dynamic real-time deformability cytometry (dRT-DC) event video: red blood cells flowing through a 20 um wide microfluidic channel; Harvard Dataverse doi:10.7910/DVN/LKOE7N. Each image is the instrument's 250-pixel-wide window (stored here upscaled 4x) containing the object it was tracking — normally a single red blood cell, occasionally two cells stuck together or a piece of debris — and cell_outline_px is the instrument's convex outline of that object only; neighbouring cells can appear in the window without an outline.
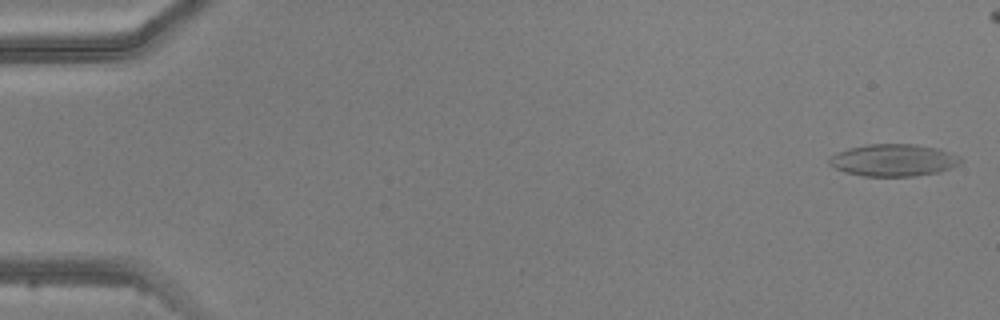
{"species": "common noctule bat (a hibernating species)", "species_latin": "Nyctalus noctula", "temperature_condition": "warm", "stored_images_in_passage": 6, "camera_frame_rate_fps": 3000, "um_per_image_px": 0.085, "animal": {"sex": "male", "body_mass_g": 20.5, "forearm_length_mm": 52.5}, "frame": {"image": 1, "passage_image": 1, "time_ms": 0.0, "image_size_px": [1000, 320], "cell_outline_px": [[964, 160], [960, 164], [952, 168], [936, 172], [916, 176], [864, 176], [844, 172], [828, 164], [828, 160], [836, 152], [868, 144], [916, 144], [936, 148], [960, 156]], "centroid_in_image_um": [75.97, 13.62], "position_along_channel_um": 9.0, "area_um2": 24.57}}
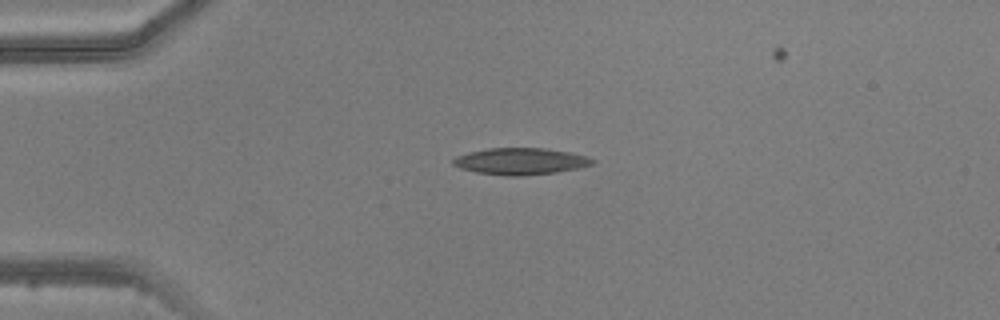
{"frame": {"image": 2, "passage_image": 4, "time_ms": 3.667, "image_size_px": [1000, 320], "cell_outline_px": [[596, 160], [592, 164], [576, 168], [556, 172], [520, 176], [508, 176], [476, 172], [460, 168], [452, 164], [452, 160], [456, 156], [468, 152], [488, 148], [544, 148], [568, 152], [584, 156]], "centroid_in_image_um": [44.19, 13.71], "position_along_channel_um": 40.8, "area_um2": 21.44}}
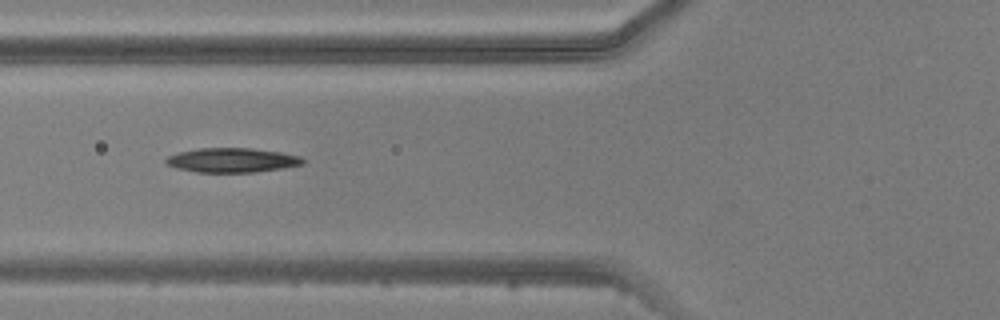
{"frame": {"image": 3, "passage_image": 6, "time_ms": 6.0, "image_size_px": [1000, 320], "cell_outline_px": [[304, 164], [256, 172], [196, 172], [176, 168], [164, 164], [164, 160], [168, 156], [180, 152], [200, 148], [252, 148], [280, 152], [300, 156], [304, 160]], "centroid_in_image_um": [19.69, 13.61], "position_along_channel_um": 106.1, "area_um2": 19.42}}